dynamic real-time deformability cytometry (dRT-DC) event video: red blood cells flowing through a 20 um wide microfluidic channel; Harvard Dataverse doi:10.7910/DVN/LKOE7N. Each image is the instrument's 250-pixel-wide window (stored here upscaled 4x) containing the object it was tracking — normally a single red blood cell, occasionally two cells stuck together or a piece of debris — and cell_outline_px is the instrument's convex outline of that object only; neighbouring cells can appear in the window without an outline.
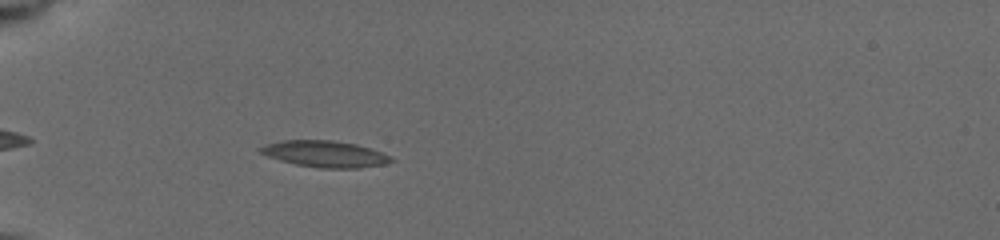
{"species": "common noctule bat (a hibernating species)", "species_latin": "Nyctalus noctula", "temperature_condition": "cold", "stored_images_in_passage": 33, "camera_frame_rate_fps": 3000, "um_per_image_px": 0.085, "animal": {"sex": "female", "body_mass_g": 19.5, "forearm_length_mm": 54.1}, "frame": {"image": 1, "passage_image": 4, "time_ms": 1.0, "image_size_px": [1000, 240], "cell_outline_px": [[396, 160], [384, 164], [360, 168], [320, 168], [296, 164], [280, 160], [268, 156], [260, 152], [256, 148], [264, 144], [284, 140], [332, 140], [356, 144], [392, 156]], "centroid_in_image_um": [27.61, 13.08], "position_along_channel_um": 57.4, "area_um2": 20.11}}
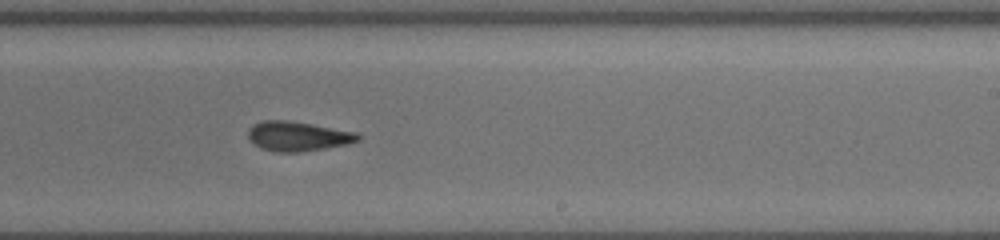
{"frame": {"image": 2, "passage_image": 17, "time_ms": 6.667, "image_size_px": [1000, 240], "cell_outline_px": [[360, 140], [348, 144], [300, 152], [272, 152], [260, 148], [248, 140], [248, 128], [252, 124], [264, 120], [288, 120], [312, 124], [356, 132], [360, 136]], "centroid_in_image_um": [25.26, 11.58], "position_along_channel_um": 263.7, "area_um2": 19.13}}
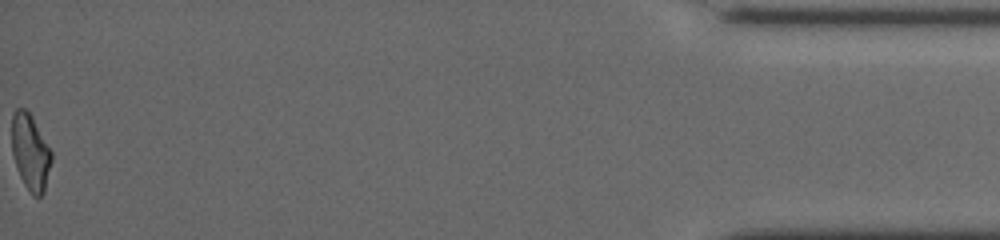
{"frame": {"image": 3, "passage_image": 33, "time_ms": 13.0, "image_size_px": [1000, 240], "cell_outline_px": [[52, 160], [44, 192], [40, 196], [32, 196], [24, 184], [16, 168], [12, 152], [12, 116], [16, 108], [24, 108], [32, 116], [52, 152]], "centroid_in_image_um": [2.58, 12.94], "position_along_channel_um": 432.6, "area_um2": 17.57}, "authors_computed_cell_mechanics": {"area_um2": 18.9584, "velocity_mm_per_s": 3.9362, "shape_relaxation_time_tau1_ms": 7.863, "shape_relaxation_time_tau2_ms": 3.064, "deformation_change_tau1": 0.1625, "deformation_change_tau2": 0.096}}